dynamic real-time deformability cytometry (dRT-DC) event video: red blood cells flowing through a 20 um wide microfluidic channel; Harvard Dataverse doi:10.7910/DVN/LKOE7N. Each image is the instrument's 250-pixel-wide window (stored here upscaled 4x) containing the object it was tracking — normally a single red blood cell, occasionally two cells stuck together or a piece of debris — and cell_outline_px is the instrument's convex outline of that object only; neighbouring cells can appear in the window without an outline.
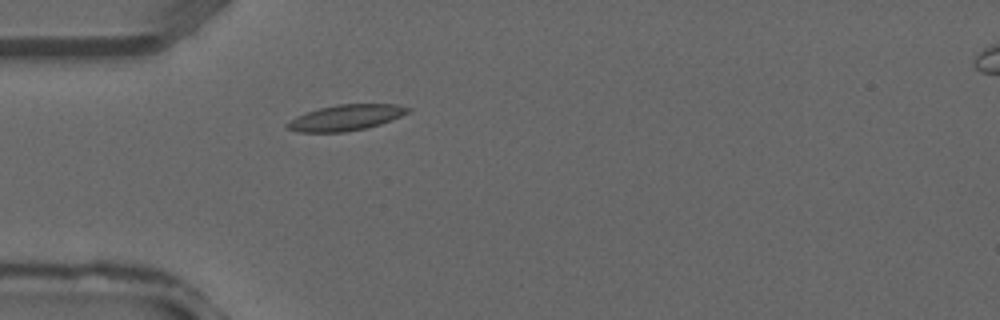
{"species": "common noctule bat (a hibernating species)", "species_latin": "Nyctalus noctula", "temperature_condition": "warm", "stored_images_in_passage": 22, "camera_frame_rate_fps": 3000, "um_per_image_px": 0.085, "animal": {"sex": "male", "forearm_length_mm": 52.5}, "frame": {"image": 1, "passage_image": 1, "time_ms": 0.0, "image_size_px": [1000, 320], "cell_outline_px": [[412, 108], [408, 112], [392, 120], [368, 128], [344, 132], [296, 132], [288, 128], [284, 124], [296, 116], [320, 108], [336, 104], [396, 104]], "centroid_in_image_um": [29.39, 10.0], "position_along_channel_um": 55.6, "area_um2": 18.15}}
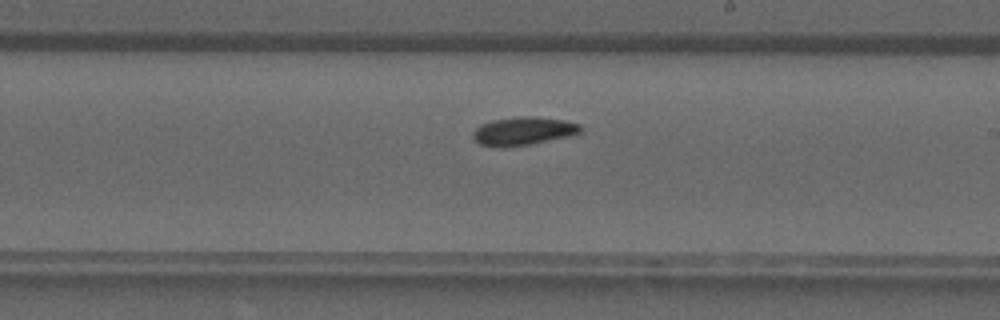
{"frame": {"image": 2, "passage_image": 12, "time_ms": 3.667, "image_size_px": [1000, 320], "cell_outline_px": [[584, 128], [580, 132], [568, 136], [532, 144], [500, 148], [480, 144], [472, 136], [472, 132], [480, 124], [492, 120], [520, 116], [532, 116], [564, 120], [580, 124]], "centroid_in_image_um": [44.47, 11.14], "position_along_channel_um": 244.5, "area_um2": 17.8}}
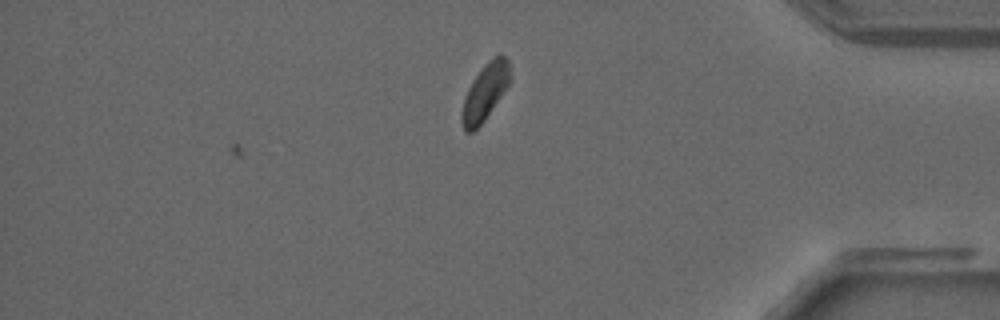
{"frame": {"image": 3, "passage_image": 22, "time_ms": 7.0, "image_size_px": [1000, 320], "cell_outline_px": [[508, 88], [484, 120], [472, 132], [464, 132], [460, 120], [460, 112], [468, 88], [472, 80], [484, 64], [488, 60], [500, 52], [508, 60]], "centroid_in_image_um": [41.19, 7.84], "position_along_channel_um": 394.0, "area_um2": 15.9}}